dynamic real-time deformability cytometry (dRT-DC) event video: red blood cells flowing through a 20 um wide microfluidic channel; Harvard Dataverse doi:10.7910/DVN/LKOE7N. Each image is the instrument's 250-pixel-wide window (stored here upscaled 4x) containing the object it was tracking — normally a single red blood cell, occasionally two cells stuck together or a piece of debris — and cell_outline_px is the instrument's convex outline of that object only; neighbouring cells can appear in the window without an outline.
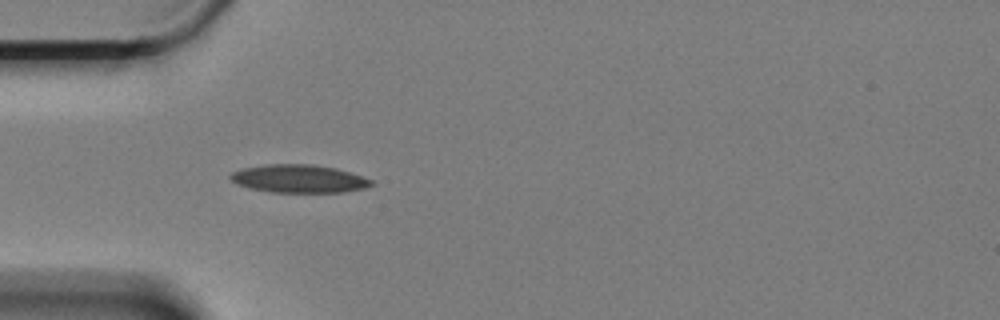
{"species": "Egyptian fruit bat (a non-hibernating species)", "species_latin": "Rousettus aegyptiacus", "temperature_condition": "cold", "stored_images_in_passage": 54, "camera_frame_rate_fps": 3000, "um_per_image_px": 0.085, "animal": {"sex": "female"}, "frame": {"image": 1, "passage_image": 12, "time_ms": 3.667, "image_size_px": [1000, 320], "cell_outline_px": [[376, 184], [364, 188], [344, 192], [272, 192], [248, 188], [232, 180], [228, 176], [232, 172], [244, 168], [268, 164], [308, 164], [336, 168], [372, 180]], "centroid_in_image_um": [25.42, 15.19], "position_along_channel_um": 59.6, "area_um2": 22.77}}
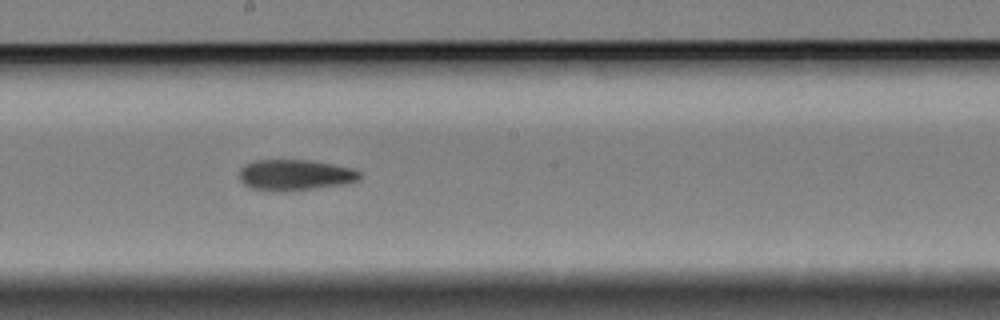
{"frame": {"image": 2, "passage_image": 27, "time_ms": 8.667, "image_size_px": [1000, 320], "cell_outline_px": [[360, 180], [348, 184], [280, 192], [252, 188], [244, 184], [240, 180], [240, 168], [244, 164], [256, 160], [308, 160], [332, 164], [352, 168], [360, 172]], "centroid_in_image_um": [25.09, 14.87], "position_along_channel_um": 223.1, "area_um2": 21.73}}
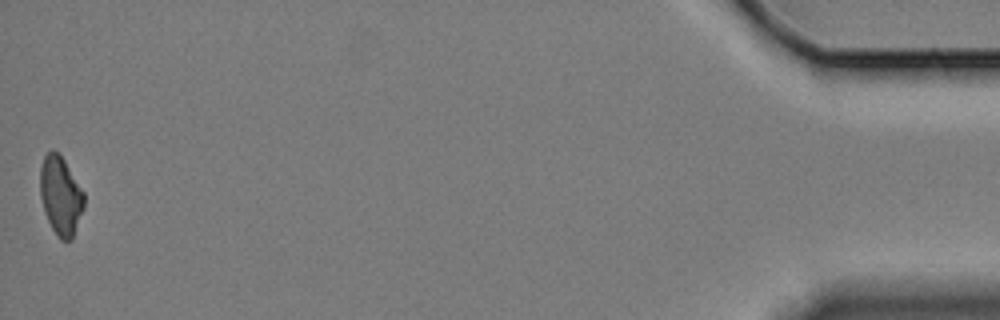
{"frame": {"image": 3, "passage_image": 54, "time_ms": 17.667, "image_size_px": [1000, 320], "cell_outline_px": [[84, 208], [72, 240], [60, 240], [56, 236], [44, 212], [40, 196], [40, 168], [44, 156], [48, 152], [56, 152], [64, 160], [84, 192]], "centroid_in_image_um": [5.15, 16.68], "position_along_channel_um": 430.0, "area_um2": 20.06}, "authors_computed_cell_mechanics": {"area_um2": 21.5883, "velocity_mm_per_s": 3.3153, "shape_relaxation_time_tau1_ms": 7.0411, "shape_relaxation_time_tau2_ms": 3.874, "deformation_change_tau1": 0.1483, "deformation_change_tau2": 0.1074}}